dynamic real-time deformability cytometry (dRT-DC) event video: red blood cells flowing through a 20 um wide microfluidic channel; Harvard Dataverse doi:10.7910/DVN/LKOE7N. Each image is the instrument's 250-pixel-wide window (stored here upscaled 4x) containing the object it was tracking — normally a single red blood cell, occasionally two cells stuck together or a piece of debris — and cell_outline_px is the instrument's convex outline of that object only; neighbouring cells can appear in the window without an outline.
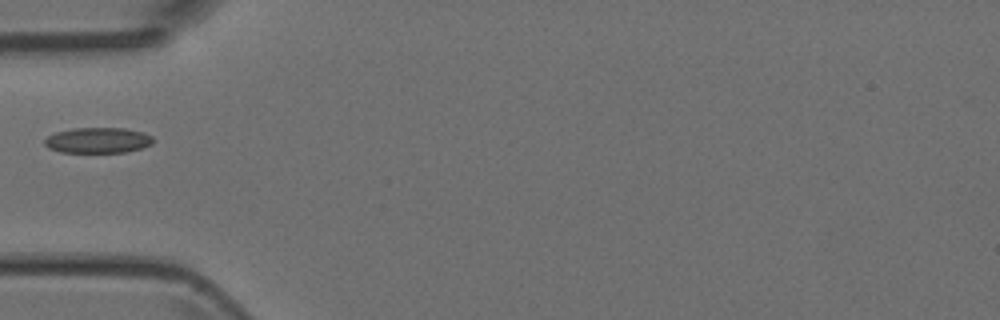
{"species": "Egyptian fruit bat (a non-hibernating species)", "species_latin": "Rousettus aegyptiacus", "temperature_condition": "room temperature", "stored_images_in_passage": 7, "camera_frame_rate_fps": 3000, "um_per_image_px": 0.085, "animal": {"sex": "female"}, "frame": {"image": 1, "passage_image": 5, "time_ms": 5.333, "image_size_px": [1000, 320], "cell_outline_px": [[156, 140], [152, 144], [140, 148], [124, 152], [60, 152], [48, 148], [44, 144], [44, 140], [48, 136], [56, 132], [72, 128], [124, 128], [144, 132], [152, 136]], "centroid_in_image_um": [8.33, 11.92], "position_along_channel_um": 76.7, "area_um2": 16.24}}
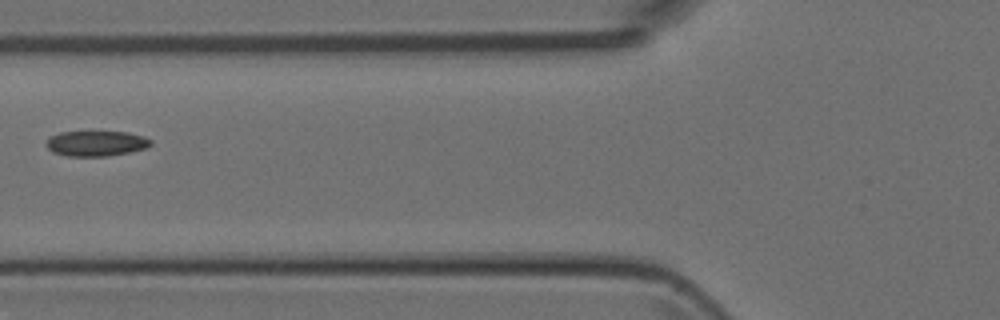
{"frame": {"image": 2, "passage_image": 6, "time_ms": 6.333, "image_size_px": [1000, 320], "cell_outline_px": [[152, 144], [148, 148], [108, 156], [68, 156], [52, 152], [44, 144], [52, 136], [60, 132], [128, 132], [144, 136], [152, 140]], "centroid_in_image_um": [8.2, 12.19], "position_along_channel_um": 117.6, "area_um2": 15.43}}
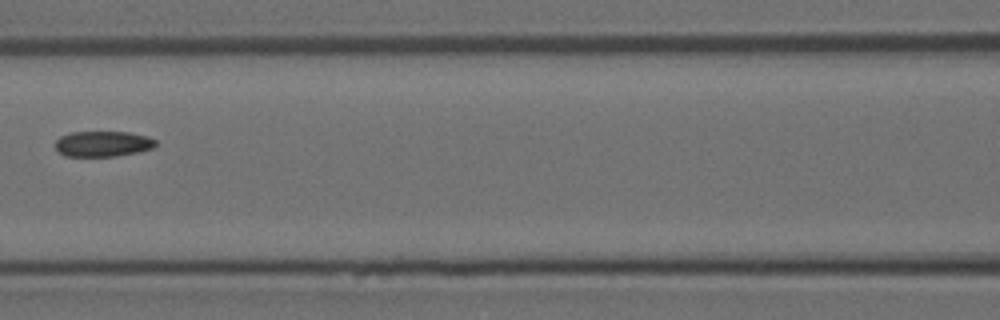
{"frame": {"image": 3, "passage_image": 7, "time_ms": 7.333, "image_size_px": [1000, 320], "cell_outline_px": [[156, 144], [152, 148], [140, 152], [116, 156], [64, 156], [56, 148], [56, 140], [60, 136], [72, 132], [128, 132], [148, 136], [156, 140]], "centroid_in_image_um": [8.76, 12.22], "position_along_channel_um": 157.8, "area_um2": 14.97}}